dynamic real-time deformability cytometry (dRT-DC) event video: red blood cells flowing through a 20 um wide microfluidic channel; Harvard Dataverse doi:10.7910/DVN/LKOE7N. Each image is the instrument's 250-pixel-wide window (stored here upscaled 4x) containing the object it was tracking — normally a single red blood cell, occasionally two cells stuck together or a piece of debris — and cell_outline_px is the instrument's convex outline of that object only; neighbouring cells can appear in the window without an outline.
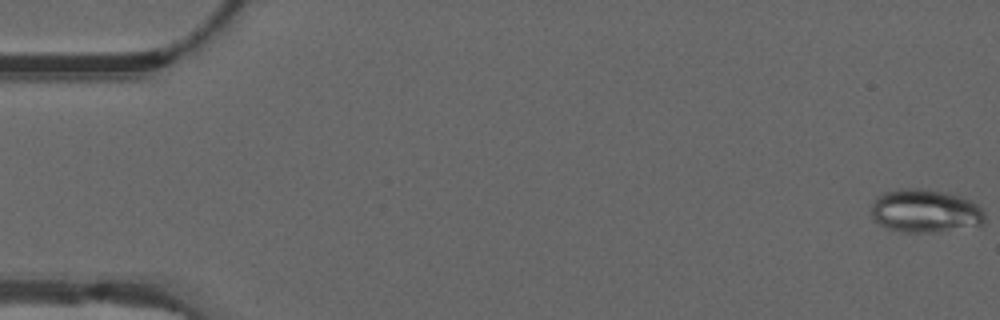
{"species": "common noctule bat (a hibernating species)", "species_latin": "Nyctalus noctula", "temperature_condition": "warm", "stored_images_in_passage": 55, "camera_frame_rate_fps": 3000, "um_per_image_px": 0.085, "animal": {"sex": "male", "forearm_length_mm": 52.5}, "frame": {"image": 1, "passage_image": 1, "time_ms": 0.0, "image_size_px": [1000, 320], "cell_outline_px": [[984, 224], [928, 232], [904, 232], [888, 228], [872, 220], [872, 200], [876, 196], [884, 192], [900, 188], [924, 188], [948, 192], [968, 200], [976, 204], [984, 212]], "centroid_in_image_um": [78.57, 17.9], "position_along_channel_um": 6.4, "area_um2": 28.5}}
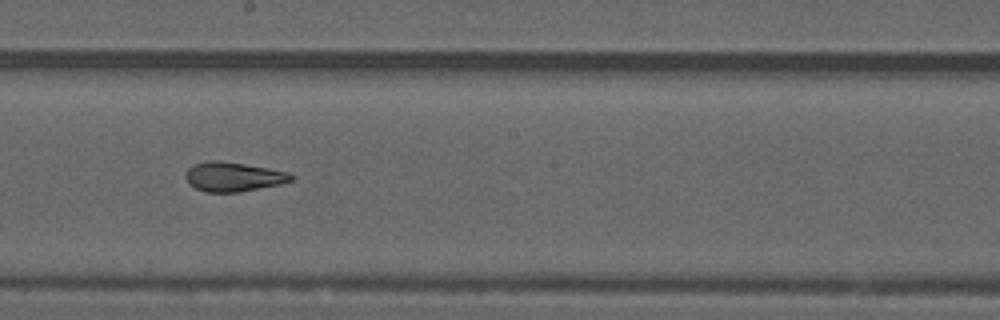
{"frame": {"image": 2, "passage_image": 31, "time_ms": 10.0, "image_size_px": [1000, 320], "cell_outline_px": [[296, 176], [292, 180], [280, 184], [240, 192], [208, 192], [196, 188], [188, 184], [184, 176], [188, 168], [192, 164], [208, 160], [220, 160], [268, 168], [288, 172]], "centroid_in_image_um": [19.8, 15.01], "position_along_channel_um": 228.4, "area_um2": 18.21}}
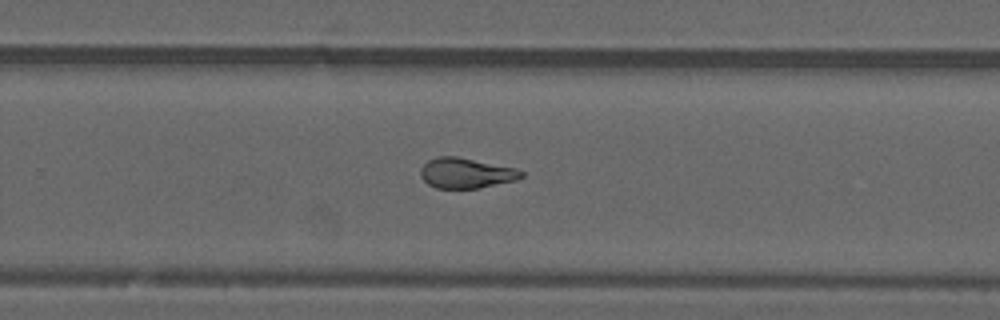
{"frame": {"image": 3, "passage_image": 36, "time_ms": 11.667, "image_size_px": [1000, 320], "cell_outline_px": [[524, 176], [516, 180], [480, 188], [436, 188], [428, 184], [420, 176], [420, 168], [428, 160], [436, 156], [456, 156], [512, 168], [524, 172]], "centroid_in_image_um": [39.57, 14.72], "position_along_channel_um": 290.2, "area_um2": 17.63}, "authors_computed_cell_mechanics": {"area_um2": 19.074, "velocity_mm_per_s": 3.7214, "shape_relaxation_time_tau1_ms": null, "shape_relaxation_time_tau2_ms": 2.0758, "deformation_change_tau1": null, "deformation_change_tau2": 0.0912}}